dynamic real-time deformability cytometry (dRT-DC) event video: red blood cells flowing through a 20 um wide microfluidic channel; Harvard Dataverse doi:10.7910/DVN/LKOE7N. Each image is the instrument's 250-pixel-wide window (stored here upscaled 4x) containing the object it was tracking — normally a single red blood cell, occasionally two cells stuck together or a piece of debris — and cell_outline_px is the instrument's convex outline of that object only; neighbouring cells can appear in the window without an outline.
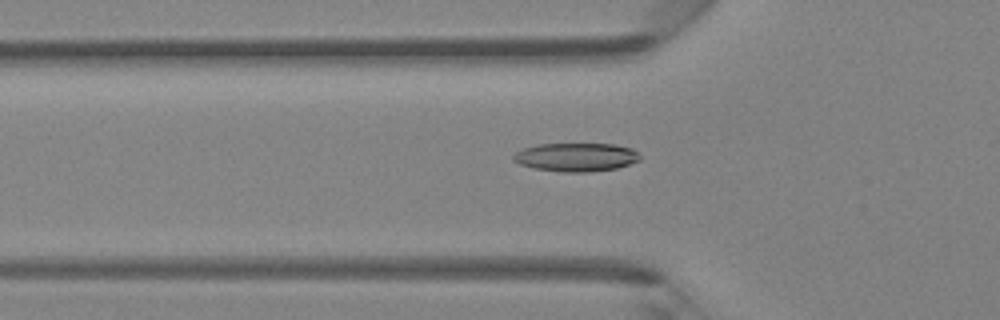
{"species": "Egyptian fruit bat (a non-hibernating species)", "species_latin": "Rousettus aegyptiacus", "temperature_condition": "room temperature", "stored_images_in_passage": 47, "camera_frame_rate_fps": 3000, "um_per_image_px": 0.085, "animal": {"sex": "female"}, "frame": {"image": 1, "passage_image": 16, "time_ms": 5.0, "image_size_px": [1000, 320], "cell_outline_px": [[640, 160], [616, 168], [588, 172], [564, 172], [532, 168], [520, 164], [512, 160], [512, 156], [516, 152], [524, 148], [536, 144], [616, 144], [632, 148], [640, 156]], "centroid_in_image_um": [48.94, 13.35], "position_along_channel_um": 76.9, "area_um2": 21.04}}
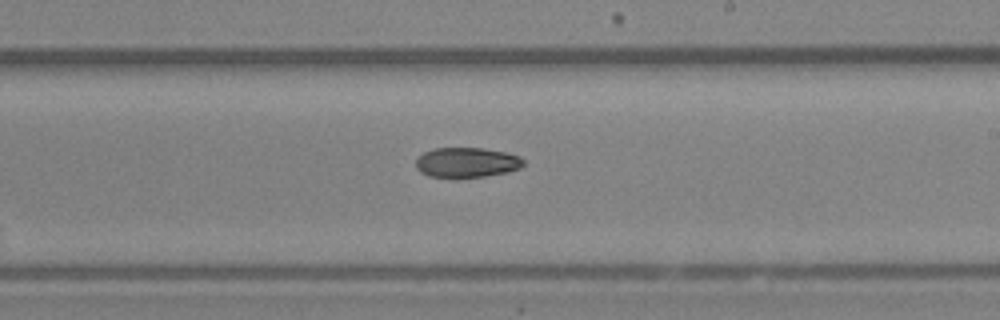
{"frame": {"image": 2, "passage_image": 28, "time_ms": 9.0, "image_size_px": [1000, 320], "cell_outline_px": [[524, 164], [520, 168], [508, 172], [484, 176], [428, 176], [420, 172], [416, 168], [416, 156], [424, 152], [436, 148], [484, 148], [504, 152], [520, 156], [524, 160]], "centroid_in_image_um": [39.67, 13.79], "position_along_channel_um": 249.3, "area_um2": 18.61}}
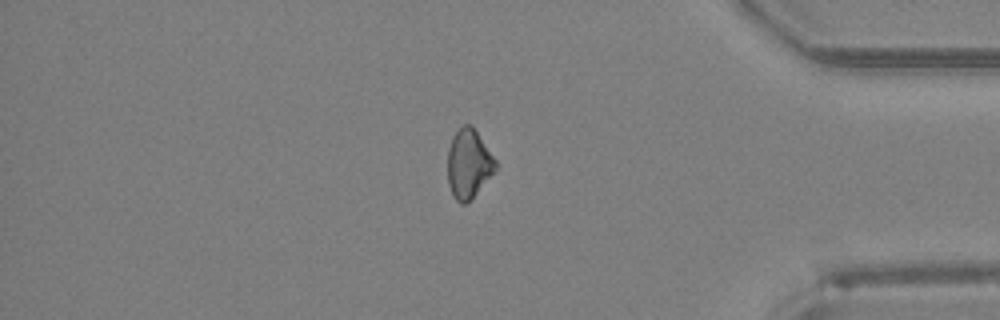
{"frame": {"image": 3, "passage_image": 40, "time_ms": 13.0, "image_size_px": [1000, 320], "cell_outline_px": [[496, 168], [476, 192], [464, 204], [460, 204], [452, 196], [448, 184], [448, 148], [452, 136], [464, 124], [472, 124], [496, 160]], "centroid_in_image_um": [39.8, 13.89], "position_along_channel_um": 395.4, "area_um2": 18.96}}